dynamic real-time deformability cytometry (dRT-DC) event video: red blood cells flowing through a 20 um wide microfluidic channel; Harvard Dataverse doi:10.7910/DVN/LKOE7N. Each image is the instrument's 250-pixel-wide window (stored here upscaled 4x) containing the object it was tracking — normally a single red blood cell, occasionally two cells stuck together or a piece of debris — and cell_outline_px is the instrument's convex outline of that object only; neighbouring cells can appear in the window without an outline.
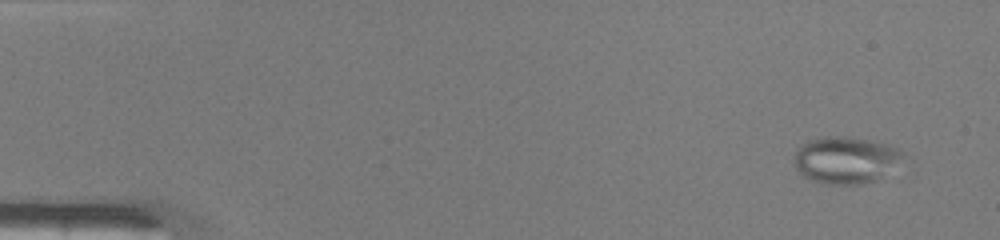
{"species": "common noctule bat (a hibernating species)", "species_latin": "Nyctalus noctula", "temperature_condition": "warm", "stored_images_in_passage": 48, "camera_frame_rate_fps": 3000, "um_per_image_px": 0.085, "animal": {"sex": "male", "body_mass_g": 19.0, "forearm_length_mm": 50.8}, "frame": {"image": 1, "passage_image": 3, "time_ms": 0.667, "image_size_px": [1000, 240], "cell_outline_px": [[908, 156], [872, 180], [856, 184], [832, 184], [812, 180], [804, 176], [796, 168], [796, 152], [800, 144], [808, 140], [824, 136], [844, 136], [868, 140], [884, 144], [896, 148], [904, 152]], "centroid_in_image_um": [71.85, 13.56], "position_along_channel_um": 13.2, "area_um2": 28.96}}
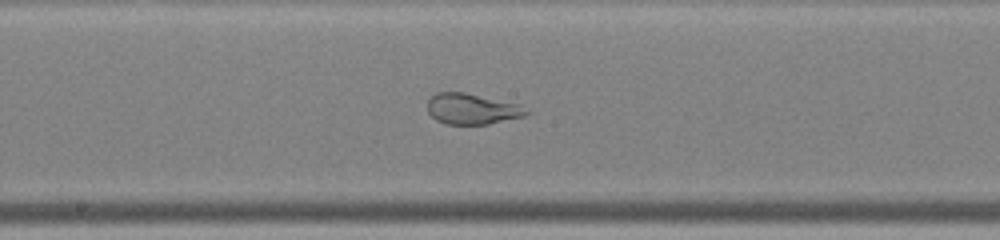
{"frame": {"image": 2, "passage_image": 26, "time_ms": 8.333, "image_size_px": [1000, 240], "cell_outline_px": [[532, 112], [524, 116], [488, 124], [444, 124], [436, 120], [428, 112], [428, 100], [436, 92], [464, 92], [520, 104]], "centroid_in_image_um": [40.14, 9.26], "position_along_channel_um": 208.1, "area_um2": 17.8}}
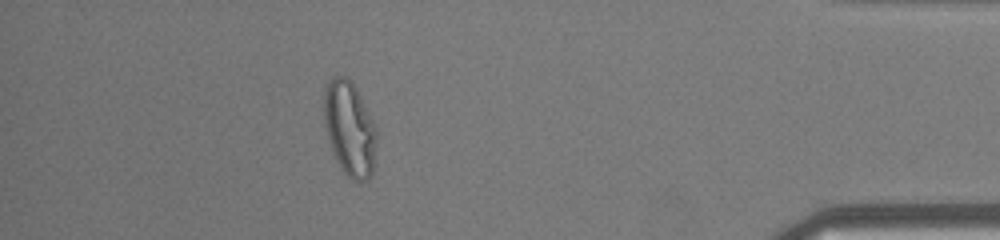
{"frame": {"image": 3, "passage_image": 43, "time_ms": 14.0, "image_size_px": [1000, 240], "cell_outline_px": [[376, 144], [372, 176], [368, 180], [352, 180], [340, 168], [332, 148], [328, 136], [324, 116], [324, 92], [332, 76], [344, 76], [352, 80], [376, 128]], "centroid_in_image_um": [29.73, 10.94], "position_along_channel_um": 405.5, "area_um2": 28.55}}